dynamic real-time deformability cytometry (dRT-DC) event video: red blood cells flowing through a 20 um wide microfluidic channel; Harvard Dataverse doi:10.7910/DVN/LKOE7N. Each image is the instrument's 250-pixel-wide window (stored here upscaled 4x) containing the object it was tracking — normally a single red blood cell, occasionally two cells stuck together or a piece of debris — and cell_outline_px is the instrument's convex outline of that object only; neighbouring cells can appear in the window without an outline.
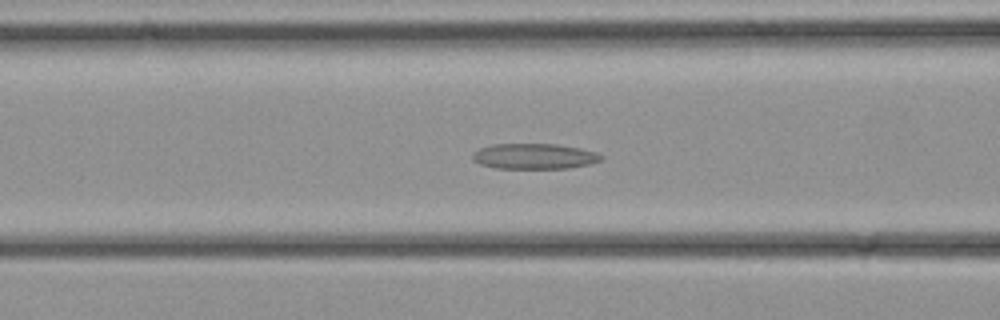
{"species": "common noctule bat (a hibernating species)", "species_latin": "Nyctalus noctula", "temperature_condition": "cold", "stored_images_in_passage": 31, "camera_frame_rate_fps": 3000, "um_per_image_px": 0.085, "animal": {"sex": "female", "body_mass_g": 21.9}, "frame": {"image": 1, "passage_image": 10, "time_ms": 3.0, "image_size_px": [1000, 320], "cell_outline_px": [[604, 156], [600, 160], [588, 164], [568, 168], [496, 168], [480, 164], [472, 160], [472, 152], [480, 148], [492, 144], [556, 144], [580, 148], [596, 152]], "centroid_in_image_um": [45.38, 13.28], "position_along_channel_um": 121.2, "area_um2": 19.07}}
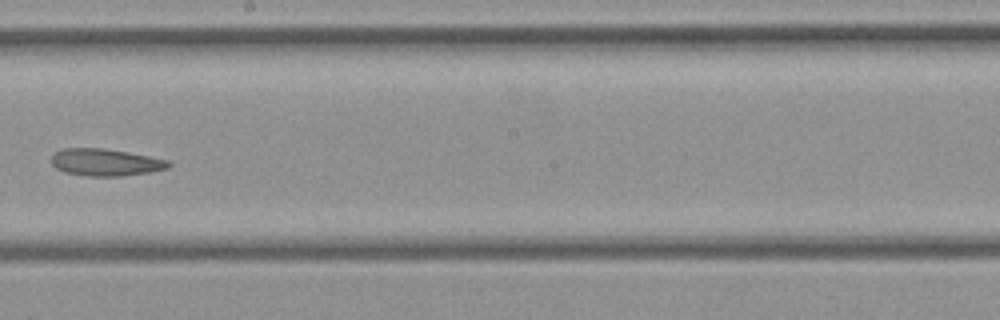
{"frame": {"image": 2, "passage_image": 16, "time_ms": 5.0, "image_size_px": [1000, 320], "cell_outline_px": [[172, 164], [168, 168], [148, 172], [120, 176], [88, 176], [64, 172], [56, 168], [52, 164], [52, 156], [60, 148], [104, 148], [128, 152], [168, 160]], "centroid_in_image_um": [8.95, 13.79], "position_along_channel_um": 239.2, "area_um2": 18.44}}
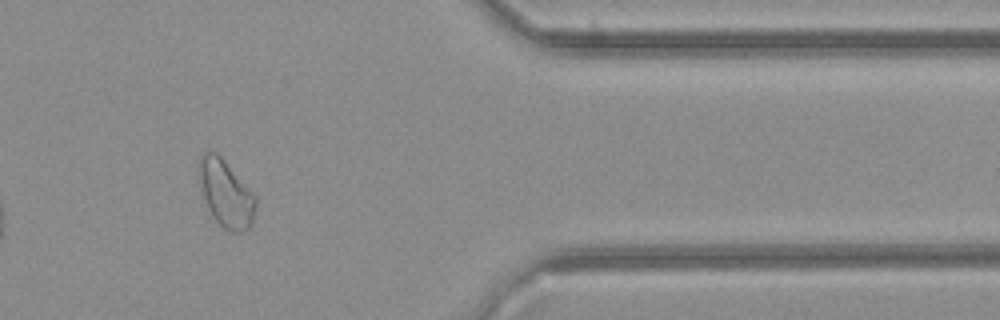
{"frame": {"image": 3, "passage_image": 25, "time_ms": 8.0, "image_size_px": [1000, 320], "cell_outline_px": [[256, 208], [252, 224], [244, 232], [228, 232], [216, 220], [208, 208], [200, 184], [196, 164], [200, 156], [204, 152], [216, 152], [224, 160], [256, 196]], "centroid_in_image_um": [19.2, 16.45], "position_along_channel_um": 392.2, "area_um2": 22.14}}